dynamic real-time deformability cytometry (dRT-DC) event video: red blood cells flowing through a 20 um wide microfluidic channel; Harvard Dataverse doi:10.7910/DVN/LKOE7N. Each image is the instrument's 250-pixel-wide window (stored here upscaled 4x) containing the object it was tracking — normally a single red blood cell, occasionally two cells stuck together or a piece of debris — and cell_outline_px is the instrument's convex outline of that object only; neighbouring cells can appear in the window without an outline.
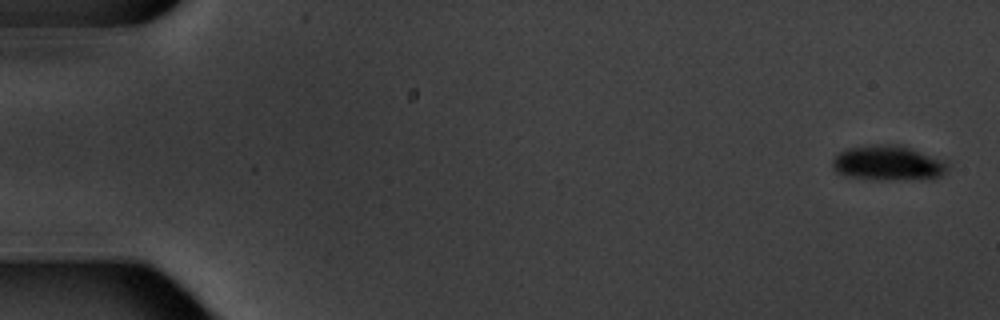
{"species": "common noctule bat (a hibernating species)", "species_latin": "Nyctalus noctula", "temperature_condition": "warm", "stored_images_in_passage": 7, "camera_frame_rate_fps": 3000, "um_per_image_px": 0.085, "animal": {"sex": "male", "body_mass_g": 20.1, "forearm_length_mm": 53.5}, "frame": {"image": 1, "passage_image": 1, "time_ms": 0.0, "image_size_px": [1000, 320], "cell_outline_px": [[948, 168], [940, 176], [892, 180], [880, 180], [848, 176], [836, 172], [832, 168], [832, 160], [840, 152], [848, 148], [876, 144], [900, 144], [948, 160]], "centroid_in_image_um": [75.5, 13.84], "position_along_channel_um": 9.5, "area_um2": 23.52}}
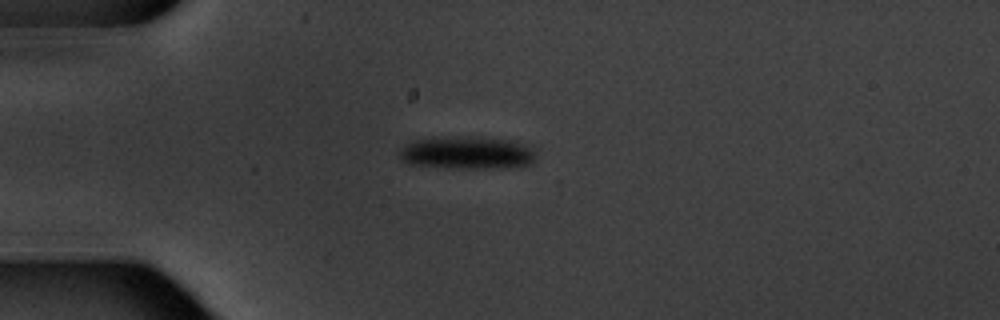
{"frame": {"image": 2, "passage_image": 4, "time_ms": 4.667, "image_size_px": [1000, 320], "cell_outline_px": [[540, 148], [536, 156], [528, 164], [500, 168], [448, 168], [408, 164], [400, 160], [396, 152], [400, 148], [412, 140], [448, 136], [480, 136], [520, 140], [536, 144]], "centroid_in_image_um": [39.78, 12.95], "position_along_channel_um": 45.2, "area_um2": 27.51}}
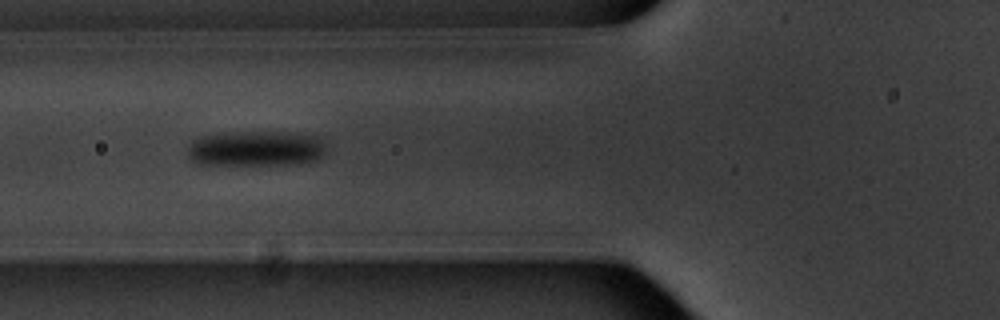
{"frame": {"image": 3, "passage_image": 6, "time_ms": 7.0, "image_size_px": [1000, 320], "cell_outline_px": [[324, 152], [316, 160], [288, 164], [196, 164], [188, 156], [188, 148], [192, 140], [200, 136], [240, 132], [288, 132], [316, 136], [324, 144]], "centroid_in_image_um": [21.71, 12.62], "position_along_channel_um": 104.1, "area_um2": 28.21}}